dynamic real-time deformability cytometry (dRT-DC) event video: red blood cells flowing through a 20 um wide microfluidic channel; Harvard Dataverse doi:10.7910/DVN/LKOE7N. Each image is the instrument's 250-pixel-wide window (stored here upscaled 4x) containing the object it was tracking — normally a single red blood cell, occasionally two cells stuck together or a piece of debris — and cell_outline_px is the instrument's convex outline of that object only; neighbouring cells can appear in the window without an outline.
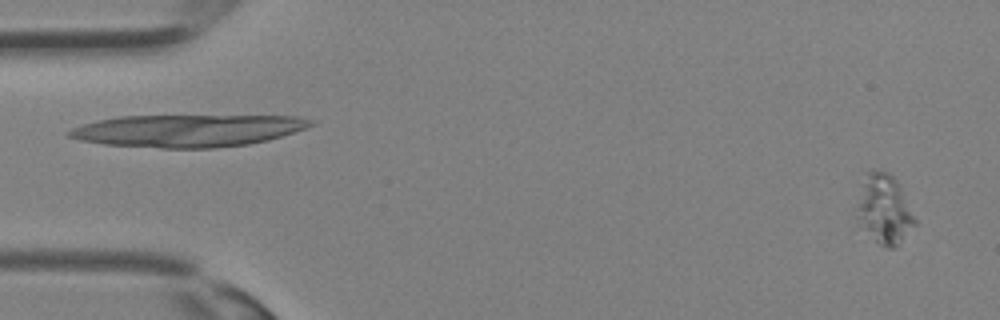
{"species": "Egyptian fruit bat (a non-hibernating species)", "species_latin": "Rousettus aegyptiacus", "temperature_condition": "room temperature", "stored_images_in_passage": 34, "camera_frame_rate_fps": 3000, "um_per_image_px": 0.085, "animal": {"sex": "female"}, "frame": {"image": 1, "passage_image": 2, "time_ms": 0.333, "image_size_px": [1000, 320], "cell_outline_px": [[916, 224], [896, 248], [888, 248], [880, 244], [860, 228], [856, 216], [856, 204], [868, 172], [872, 168], [880, 168], [888, 172], [896, 180], [916, 220]], "centroid_in_image_um": [75.14, 17.81], "position_along_channel_um": 9.9, "area_um2": 23.35}}
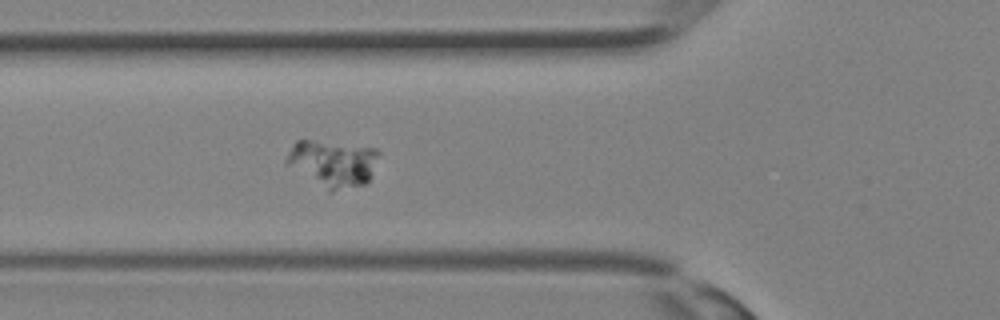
{"frame": {"image": 2, "passage_image": 13, "time_ms": 4.0, "image_size_px": [1000, 320], "cell_outline_px": [[380, 152], [368, 180], [364, 184], [332, 192], [328, 192], [284, 164], [284, 160], [292, 144], [296, 140], [312, 140], [376, 148]], "centroid_in_image_um": [28.22, 13.89], "position_along_channel_um": 97.6, "area_um2": 25.26}}
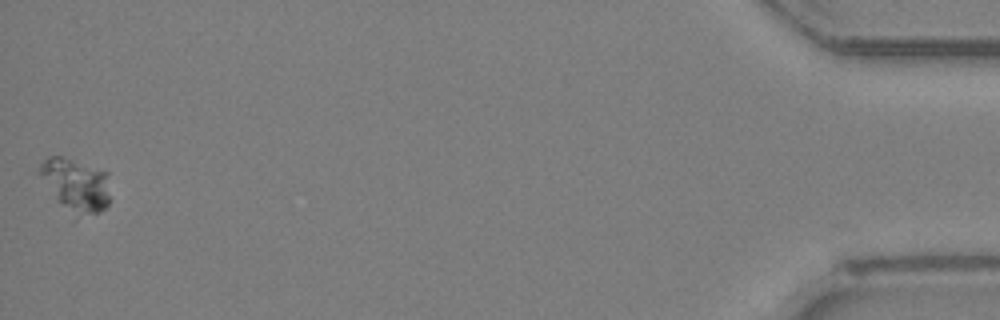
{"frame": {"image": 3, "passage_image": 34, "time_ms": 11.0, "image_size_px": [1000, 320], "cell_outline_px": [[108, 204], [100, 212], [76, 220], [36, 172], [40, 164], [48, 156], [60, 156], [108, 172]], "centroid_in_image_um": [6.45, 15.75], "position_along_channel_um": 428.7, "area_um2": 21.62}}